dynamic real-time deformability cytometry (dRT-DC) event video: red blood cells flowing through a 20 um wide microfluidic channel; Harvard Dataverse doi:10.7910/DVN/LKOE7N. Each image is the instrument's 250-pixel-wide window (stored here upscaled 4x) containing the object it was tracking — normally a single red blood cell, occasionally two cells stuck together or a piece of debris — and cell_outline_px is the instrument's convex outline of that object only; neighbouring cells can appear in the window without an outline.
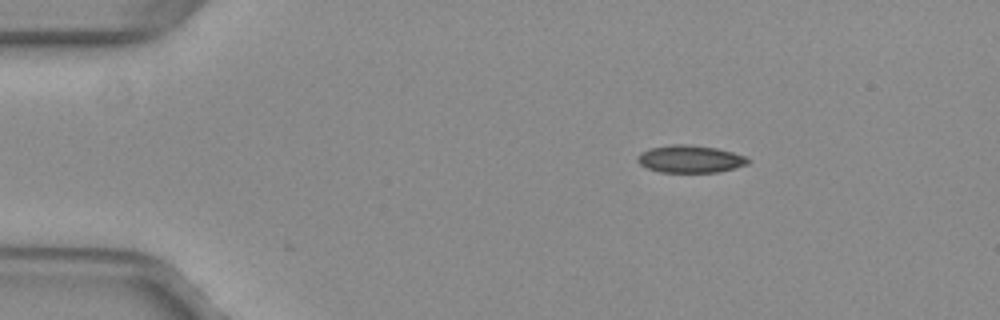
{"species": "common noctule bat (a hibernating species)", "species_latin": "Nyctalus noctula", "temperature_condition": "warm", "stored_images_in_passage": 33, "camera_frame_rate_fps": 3000, "um_per_image_px": 0.085, "animal": {"sex": "female", "body_mass_g": 29.2, "forearm_length_mm": 56.3}, "frame": {"image": 1, "passage_image": 1, "time_ms": 0.0, "image_size_px": [1000, 320], "cell_outline_px": [[748, 164], [716, 172], [660, 172], [648, 168], [640, 164], [636, 160], [636, 156], [640, 152], [648, 148], [672, 144], [688, 144], [716, 148], [732, 152], [744, 156], [748, 160]], "centroid_in_image_um": [58.59, 13.5], "position_along_channel_um": 26.4, "area_um2": 17.57}}
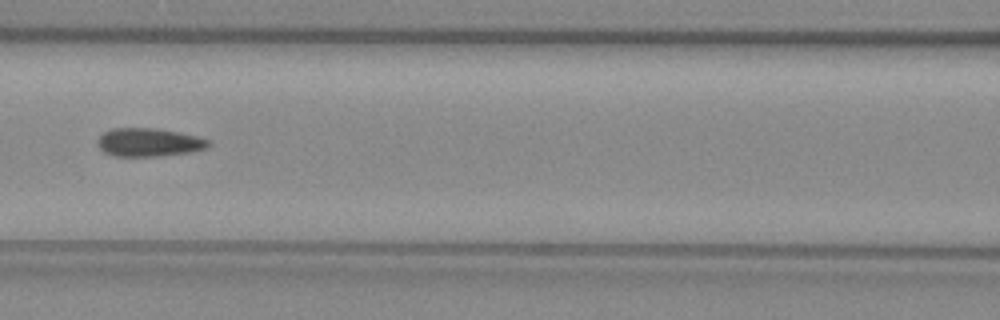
{"frame": {"image": 2, "passage_image": 16, "time_ms": 5.0, "image_size_px": [1000, 320], "cell_outline_px": [[212, 144], [208, 148], [192, 152], [160, 156], [112, 156], [104, 152], [100, 148], [96, 140], [104, 132], [112, 128], [156, 128], [196, 136], [208, 140]], "centroid_in_image_um": [12.65, 12.1], "position_along_channel_um": 153.9, "area_um2": 18.38}}
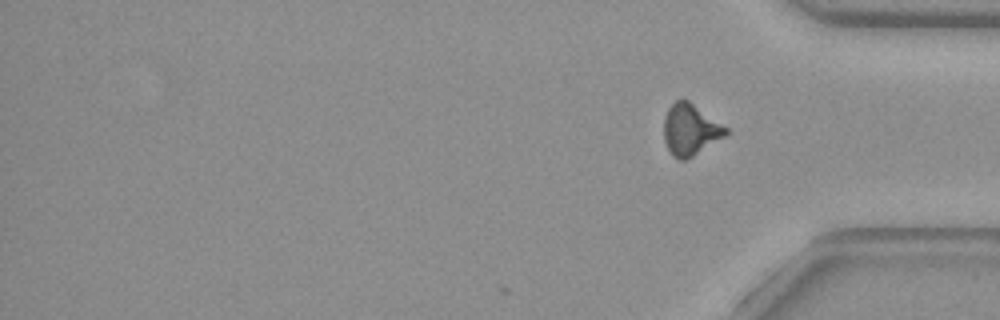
{"frame": {"image": 3, "passage_image": 33, "time_ms": 10.667, "image_size_px": [1000, 320], "cell_outline_px": [[728, 132], [724, 136], [692, 156], [684, 160], [680, 160], [672, 156], [664, 140], [664, 116], [668, 108], [676, 100], [688, 100], [728, 128]], "centroid_in_image_um": [58.65, 11.01], "position_along_channel_um": 376.6, "area_um2": 18.21}, "authors_computed_cell_mechanics": {"area_um2": 18.207, "velocity_mm_per_s": 4.0146, "shape_relaxation_time_tau1_ms": null, "shape_relaxation_time_tau2_ms": 2.2493, "deformation_change_tau1": null, "deformation_change_tau2": 0.0679}}